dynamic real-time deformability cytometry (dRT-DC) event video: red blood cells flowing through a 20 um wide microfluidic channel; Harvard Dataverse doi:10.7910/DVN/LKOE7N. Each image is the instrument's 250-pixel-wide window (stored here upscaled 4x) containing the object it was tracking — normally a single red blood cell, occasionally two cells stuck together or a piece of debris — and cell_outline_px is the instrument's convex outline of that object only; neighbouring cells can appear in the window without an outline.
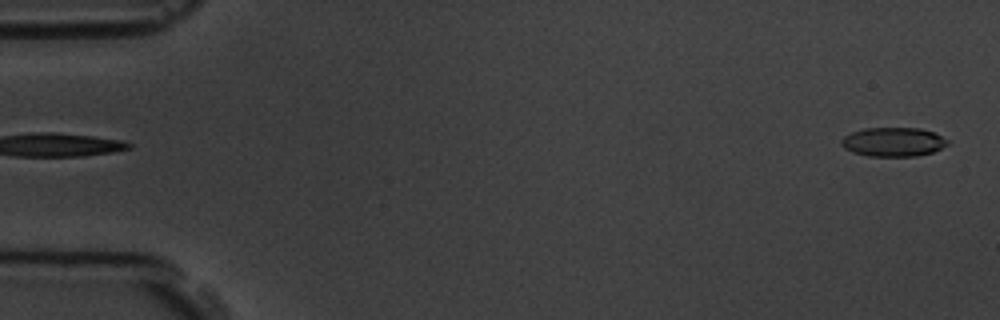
{"species": "common noctule bat (a hibernating species)", "species_latin": "Nyctalus noctula", "temperature_condition": "room temperature", "stored_images_in_passage": 6, "segment_of_instrument_passage": [2, 2], "camera_frame_rate_fps": 3000, "um_per_image_px": 0.085, "animal": {"sex": "male", "body_mass_g": 19.5, "forearm_length_mm": 54.6}, "frame": {"image": 1, "passage_image": 6, "time_ms": 5.667, "image_size_px": [1000, 320], "cell_outline_px": [[948, 144], [932, 152], [916, 156], [868, 156], [852, 152], [844, 148], [840, 144], [840, 140], [844, 136], [852, 132], [864, 128], [920, 128], [932, 132], [948, 140]], "centroid_in_image_um": [75.88, 12.06], "position_along_channel_um": 9.1, "area_um2": 17.92}}